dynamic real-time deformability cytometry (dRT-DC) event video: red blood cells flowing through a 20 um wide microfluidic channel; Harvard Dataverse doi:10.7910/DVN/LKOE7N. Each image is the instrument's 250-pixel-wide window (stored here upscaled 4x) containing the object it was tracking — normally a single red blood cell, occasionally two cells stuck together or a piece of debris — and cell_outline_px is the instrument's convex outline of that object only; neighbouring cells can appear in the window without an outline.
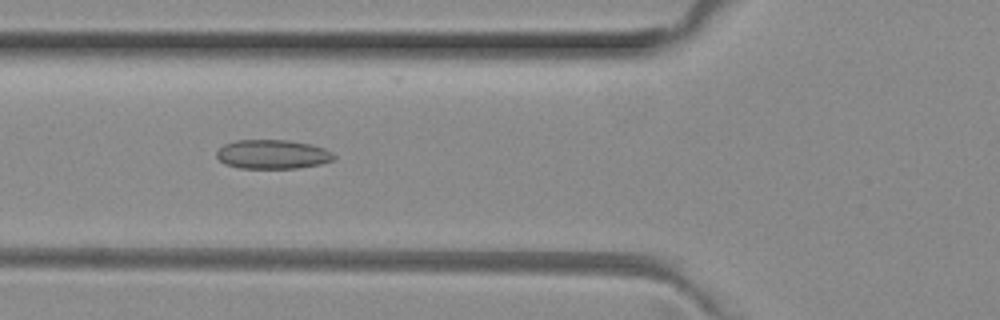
{"species": "common noctule bat (a hibernating species)", "species_latin": "Nyctalus noctula", "temperature_condition": "room temperature", "stored_images_in_passage": 8, "camera_frame_rate_fps": 3000, "um_per_image_px": 0.085, "animal": {"sex": "female", "body_mass_g": 29.2, "forearm_length_mm": 56.3}, "frame": {"image": 1, "passage_image": 6, "time_ms": 1.667, "image_size_px": [1000, 320], "cell_outline_px": [[336, 156], [332, 160], [320, 164], [296, 168], [240, 168], [224, 164], [216, 156], [216, 152], [224, 144], [236, 140], [288, 140], [308, 144], [324, 148], [332, 152]], "centroid_in_image_um": [23.14, 13.11], "position_along_channel_um": 102.7, "area_um2": 19.83}}
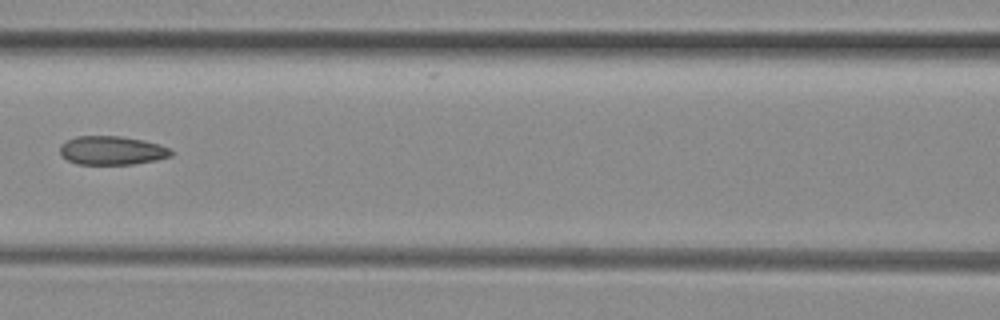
{"frame": {"image": 2, "passage_image": 7, "time_ms": 2.0, "image_size_px": [1000, 320], "cell_outline_px": [[176, 152], [172, 156], [156, 160], [132, 164], [76, 164], [68, 160], [60, 152], [60, 144], [76, 136], [120, 136], [144, 140], [160, 144]], "centroid_in_image_um": [9.55, 12.78], "position_along_channel_um": 157.0, "area_um2": 18.67}}
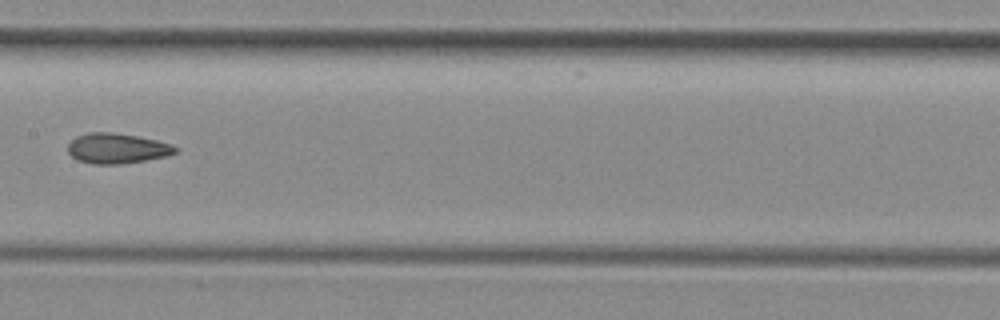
{"frame": {"image": 3, "passage_image": 8, "time_ms": 2.333, "image_size_px": [1000, 320], "cell_outline_px": [[176, 152], [168, 156], [120, 164], [92, 164], [76, 160], [68, 152], [68, 144], [76, 136], [88, 132], [112, 132], [136, 136], [156, 140], [172, 144], [176, 148]], "centroid_in_image_um": [9.91, 12.61], "position_along_channel_um": 197.5, "area_um2": 18.9}}